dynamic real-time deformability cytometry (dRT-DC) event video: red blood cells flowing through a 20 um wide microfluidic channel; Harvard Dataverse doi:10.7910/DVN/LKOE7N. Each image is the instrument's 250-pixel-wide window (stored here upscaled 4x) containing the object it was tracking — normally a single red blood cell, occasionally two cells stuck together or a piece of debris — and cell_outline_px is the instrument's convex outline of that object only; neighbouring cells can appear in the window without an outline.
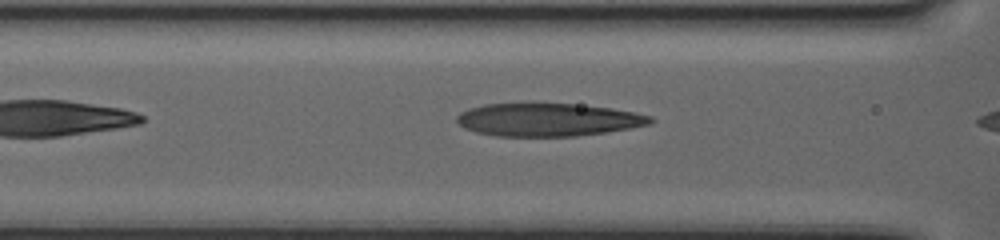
{"species": "human", "species_latin": "Homo sapiens", "temperature_condition": "warm", "stored_images_in_passage": 10, "camera_frame_rate_fps": 3000, "um_per_image_px": 0.085, "donor": {"sex": "female"}, "frame": {"image": 1, "passage_image": 7, "time_ms": 2.0, "image_size_px": [1000, 240], "cell_outline_px": [[656, 120], [652, 124], [604, 132], [576, 136], [496, 136], [476, 132], [464, 128], [456, 120], [456, 116], [460, 112], [468, 108], [484, 104], [524, 100], [532, 100], [576, 104], [612, 108], [636, 112], [652, 116]], "centroid_in_image_um": [46.54, 10.12], "position_along_channel_um": 120.1, "area_um2": 38.61}}